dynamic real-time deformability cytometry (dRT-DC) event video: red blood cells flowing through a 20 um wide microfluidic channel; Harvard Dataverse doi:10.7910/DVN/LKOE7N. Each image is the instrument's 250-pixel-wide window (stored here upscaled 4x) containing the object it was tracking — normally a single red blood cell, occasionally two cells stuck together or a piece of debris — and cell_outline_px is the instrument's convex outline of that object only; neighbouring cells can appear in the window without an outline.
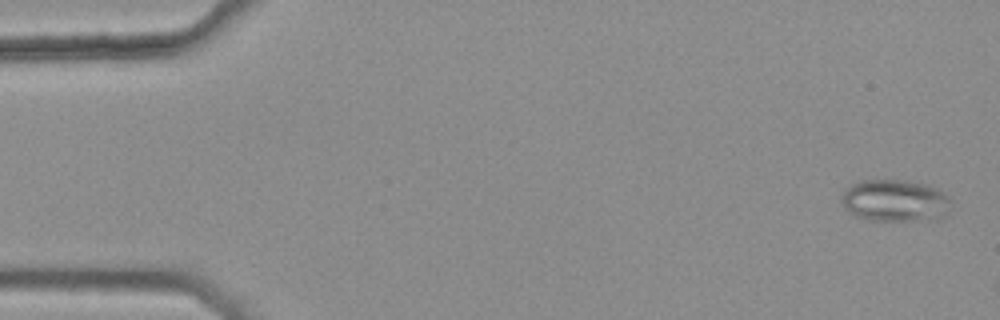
{"species": "common noctule bat (a hibernating species)", "species_latin": "Nyctalus noctula", "temperature_condition": "warm", "stored_images_in_passage": 3, "camera_frame_rate_fps": 3000, "um_per_image_px": 0.085, "animal": {"sex": "female", "body_mass_g": 25.1}, "frame": {"image": 1, "passage_image": 1, "time_ms": 0.0, "image_size_px": [1000, 320], "cell_outline_px": [[948, 212], [940, 220], [868, 220], [856, 216], [840, 200], [844, 192], [852, 184], [860, 180], [908, 180], [924, 184], [944, 192], [948, 196]], "centroid_in_image_um": [76.1, 17.05], "position_along_channel_um": 8.9, "area_um2": 26.59}}